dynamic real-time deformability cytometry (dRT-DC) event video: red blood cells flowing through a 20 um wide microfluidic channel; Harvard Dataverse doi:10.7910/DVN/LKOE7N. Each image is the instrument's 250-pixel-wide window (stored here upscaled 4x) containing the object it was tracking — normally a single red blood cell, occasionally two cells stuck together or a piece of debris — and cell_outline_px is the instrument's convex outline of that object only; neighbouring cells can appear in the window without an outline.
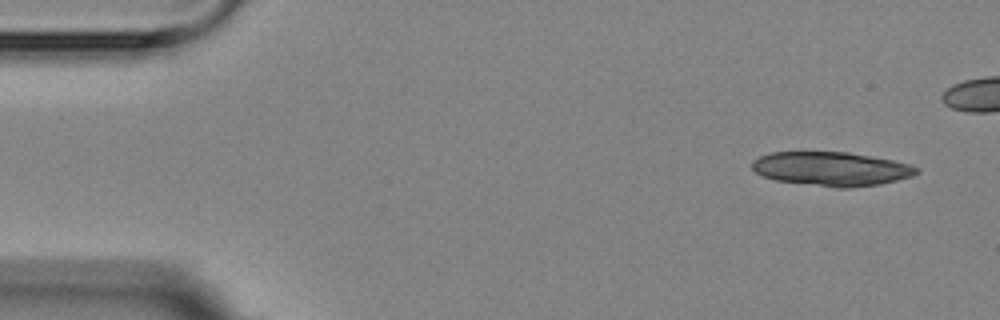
{"species": "Egyptian fruit bat (a non-hibernating species)", "species_latin": "Rousettus aegyptiacus", "temperature_condition": "room temperature", "stored_images_in_passage": 6, "camera_frame_rate_fps": 3000, "um_per_image_px": 0.085, "animal": {"sex": "female"}, "frame": {"image": 1, "passage_image": 1, "time_ms": 0.0, "image_size_px": [1000, 320], "cell_outline_px": [[920, 172], [912, 176], [880, 184], [848, 188], [836, 188], [776, 180], [764, 176], [756, 172], [752, 168], [752, 160], [760, 156], [772, 152], [848, 152], [892, 160], [908, 164], [920, 168]], "centroid_in_image_um": [70.68, 14.35], "position_along_channel_um": 14.3, "area_um2": 32.48}}
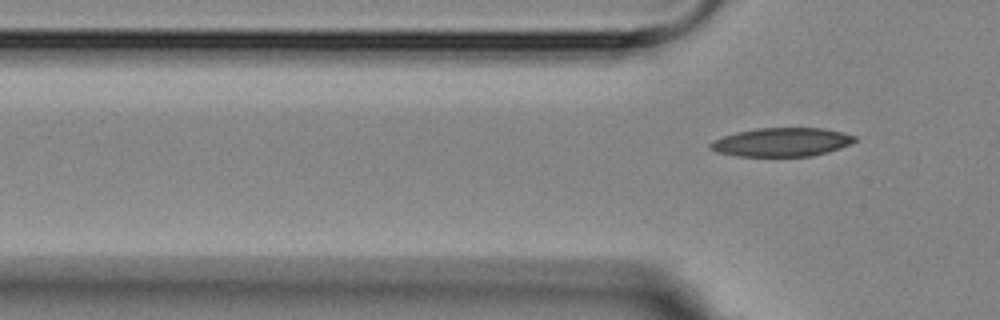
{"frame": {"image": 2, "passage_image": 6, "time_ms": 6.333, "image_size_px": [1000, 320], "cell_outline_px": [[856, 140], [840, 148], [828, 152], [812, 156], [736, 156], [716, 152], [708, 148], [708, 144], [712, 140], [736, 132], [756, 128], [824, 128], [856, 136]], "centroid_in_image_um": [66.39, 12.08], "position_along_channel_um": 59.4, "area_um2": 24.16}}